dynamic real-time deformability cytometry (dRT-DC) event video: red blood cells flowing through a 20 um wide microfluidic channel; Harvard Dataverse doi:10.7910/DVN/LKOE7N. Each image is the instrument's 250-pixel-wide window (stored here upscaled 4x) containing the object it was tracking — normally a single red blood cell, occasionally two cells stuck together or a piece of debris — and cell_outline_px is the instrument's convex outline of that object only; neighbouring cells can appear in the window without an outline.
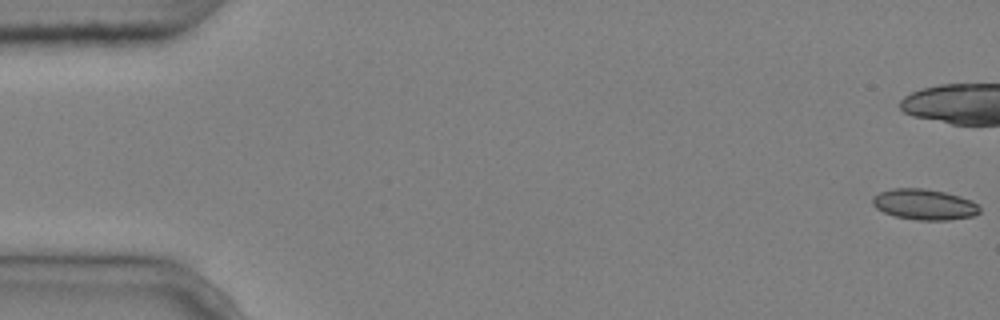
{"species": "common noctule bat (a hibernating species)", "species_latin": "Nyctalus noctula", "temperature_condition": "cold", "stored_images_in_passage": 3, "camera_frame_rate_fps": 3000, "um_per_image_px": 0.085, "animal": {"sex": "male", "body_mass_g": 20.4}, "frame": {"image": 1, "passage_image": 1, "time_ms": 0.0, "image_size_px": [1000, 320], "cell_outline_px": [[980, 212], [972, 216], [948, 220], [916, 220], [896, 216], [884, 212], [876, 208], [872, 204], [872, 196], [880, 192], [892, 188], [924, 188], [944, 192], [960, 196], [972, 200], [980, 208]], "centroid_in_image_um": [78.55, 17.37], "position_along_channel_um": 6.4, "area_um2": 19.19}}